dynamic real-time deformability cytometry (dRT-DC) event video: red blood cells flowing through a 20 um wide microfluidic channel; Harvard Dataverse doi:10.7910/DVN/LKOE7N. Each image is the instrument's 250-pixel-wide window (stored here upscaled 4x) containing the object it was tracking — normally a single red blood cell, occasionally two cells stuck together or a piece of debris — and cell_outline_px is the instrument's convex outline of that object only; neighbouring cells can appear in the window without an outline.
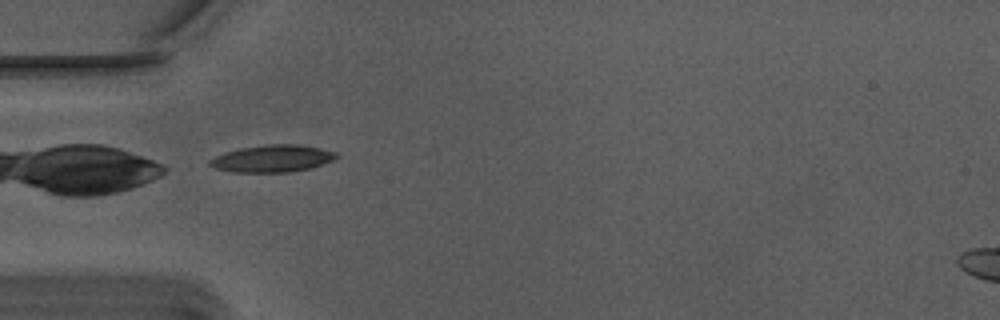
{"species": "Egyptian fruit bat (a non-hibernating species)", "species_latin": "Rousettus aegyptiacus", "temperature_condition": "warm", "stored_images_in_passage": 10, "camera_frame_rate_fps": 3000, "um_per_image_px": 0.085, "animal": {"sex": "male"}, "frame": {"image": 1, "passage_image": 1, "time_ms": 0.0, "image_size_px": [1000, 320], "cell_outline_px": [[340, 156], [324, 164], [308, 168], [288, 172], [232, 172], [216, 168], [208, 164], [208, 160], [216, 156], [240, 148], [268, 144], [296, 144], [336, 152]], "centroid_in_image_um": [23.15, 13.48], "position_along_channel_um": 61.9, "area_um2": 19.71}}
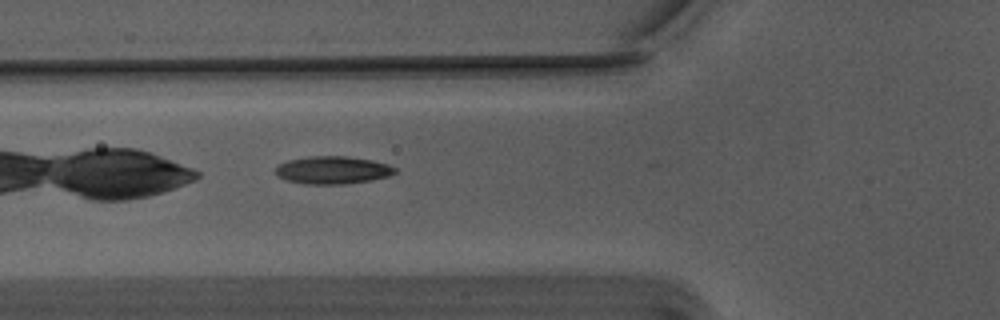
{"frame": {"image": 2, "passage_image": 4, "time_ms": 1.0, "image_size_px": [1000, 320], "cell_outline_px": [[396, 172], [388, 176], [372, 180], [344, 184], [304, 184], [288, 180], [276, 176], [276, 168], [280, 164], [288, 160], [308, 156], [348, 156], [372, 160], [388, 164], [396, 168]], "centroid_in_image_um": [28.28, 14.45], "position_along_channel_um": 97.5, "area_um2": 19.31}}